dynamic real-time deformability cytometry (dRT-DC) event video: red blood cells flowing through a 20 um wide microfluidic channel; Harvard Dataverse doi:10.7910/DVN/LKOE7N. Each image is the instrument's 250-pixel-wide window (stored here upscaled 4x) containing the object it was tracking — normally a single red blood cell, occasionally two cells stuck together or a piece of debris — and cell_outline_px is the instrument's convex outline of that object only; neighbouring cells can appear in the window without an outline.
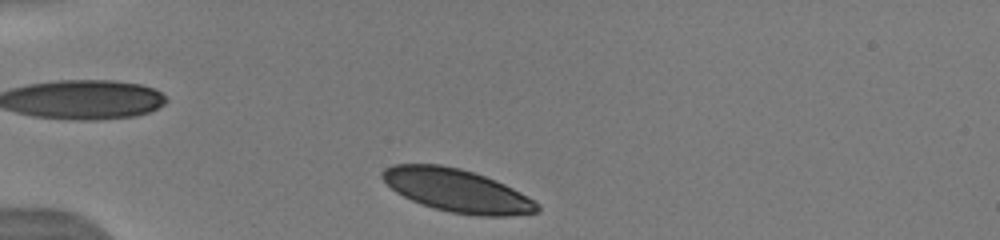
{"species": "human", "species_latin": "Homo sapiens", "temperature_condition": "warm", "stored_images_in_passage": 29, "camera_frame_rate_fps": 3000, "um_per_image_px": 0.085, "donor": {"sex": "male"}, "frame": {"image": 1, "passage_image": 1, "time_ms": 0.0, "image_size_px": [1000, 240], "cell_outline_px": [[540, 212], [508, 216], [476, 216], [452, 212], [432, 208], [412, 200], [396, 192], [380, 176], [380, 172], [384, 168], [392, 164], [440, 164], [460, 168], [496, 180], [520, 192], [540, 204]], "centroid_in_image_um": [38.85, 16.19], "position_along_channel_um": 46.2, "area_um2": 38.78}, "authors_computed_cell_mechanics": {"area_um2": 40.6334, "velocity_mm_per_s": 3.9003, "shape_relaxation_time_tau1_ms": 2.2086, "shape_relaxation_time_tau2_ms": null, "deformation_change_tau1": 0.0681, "deformation_change_tau2": null}}